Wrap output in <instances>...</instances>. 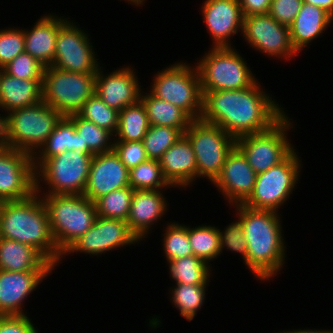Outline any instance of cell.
<instances>
[{"label": "cell", "instance_id": "obj_27", "mask_svg": "<svg viewBox=\"0 0 333 333\" xmlns=\"http://www.w3.org/2000/svg\"><path fill=\"white\" fill-rule=\"evenodd\" d=\"M42 101V80L12 77L3 71L0 81V108L7 112Z\"/></svg>", "mask_w": 333, "mask_h": 333}, {"label": "cell", "instance_id": "obj_37", "mask_svg": "<svg viewBox=\"0 0 333 333\" xmlns=\"http://www.w3.org/2000/svg\"><path fill=\"white\" fill-rule=\"evenodd\" d=\"M206 285L176 284L172 289V301L181 315L192 321L205 299Z\"/></svg>", "mask_w": 333, "mask_h": 333}, {"label": "cell", "instance_id": "obj_30", "mask_svg": "<svg viewBox=\"0 0 333 333\" xmlns=\"http://www.w3.org/2000/svg\"><path fill=\"white\" fill-rule=\"evenodd\" d=\"M150 124L142 101L129 105L119 111L118 135L116 142L143 141Z\"/></svg>", "mask_w": 333, "mask_h": 333}, {"label": "cell", "instance_id": "obj_38", "mask_svg": "<svg viewBox=\"0 0 333 333\" xmlns=\"http://www.w3.org/2000/svg\"><path fill=\"white\" fill-rule=\"evenodd\" d=\"M182 135L176 128L150 125L143 138L148 159L159 160Z\"/></svg>", "mask_w": 333, "mask_h": 333}, {"label": "cell", "instance_id": "obj_32", "mask_svg": "<svg viewBox=\"0 0 333 333\" xmlns=\"http://www.w3.org/2000/svg\"><path fill=\"white\" fill-rule=\"evenodd\" d=\"M168 262L170 276L176 284L207 285L210 277L209 263L194 255Z\"/></svg>", "mask_w": 333, "mask_h": 333}, {"label": "cell", "instance_id": "obj_1", "mask_svg": "<svg viewBox=\"0 0 333 333\" xmlns=\"http://www.w3.org/2000/svg\"><path fill=\"white\" fill-rule=\"evenodd\" d=\"M259 87L202 91L204 122L217 125L234 139L269 129L284 111Z\"/></svg>", "mask_w": 333, "mask_h": 333}, {"label": "cell", "instance_id": "obj_36", "mask_svg": "<svg viewBox=\"0 0 333 333\" xmlns=\"http://www.w3.org/2000/svg\"><path fill=\"white\" fill-rule=\"evenodd\" d=\"M77 114L112 134L117 132L119 112L107 106L96 93L84 103Z\"/></svg>", "mask_w": 333, "mask_h": 333}, {"label": "cell", "instance_id": "obj_22", "mask_svg": "<svg viewBox=\"0 0 333 333\" xmlns=\"http://www.w3.org/2000/svg\"><path fill=\"white\" fill-rule=\"evenodd\" d=\"M158 161L165 179L172 187H185L198 177L194 149L185 134Z\"/></svg>", "mask_w": 333, "mask_h": 333}, {"label": "cell", "instance_id": "obj_13", "mask_svg": "<svg viewBox=\"0 0 333 333\" xmlns=\"http://www.w3.org/2000/svg\"><path fill=\"white\" fill-rule=\"evenodd\" d=\"M32 156L20 150H0V202L19 201L36 193Z\"/></svg>", "mask_w": 333, "mask_h": 333}, {"label": "cell", "instance_id": "obj_48", "mask_svg": "<svg viewBox=\"0 0 333 333\" xmlns=\"http://www.w3.org/2000/svg\"><path fill=\"white\" fill-rule=\"evenodd\" d=\"M8 148L6 117L0 116V150Z\"/></svg>", "mask_w": 333, "mask_h": 333}, {"label": "cell", "instance_id": "obj_50", "mask_svg": "<svg viewBox=\"0 0 333 333\" xmlns=\"http://www.w3.org/2000/svg\"><path fill=\"white\" fill-rule=\"evenodd\" d=\"M128 1H130V4H131V3H133V4H137V6H138L139 4H142V3L144 2V0H128Z\"/></svg>", "mask_w": 333, "mask_h": 333}, {"label": "cell", "instance_id": "obj_12", "mask_svg": "<svg viewBox=\"0 0 333 333\" xmlns=\"http://www.w3.org/2000/svg\"><path fill=\"white\" fill-rule=\"evenodd\" d=\"M300 161L293 151L280 164L257 174L252 194L243 205L251 209L278 212L299 179Z\"/></svg>", "mask_w": 333, "mask_h": 333}, {"label": "cell", "instance_id": "obj_51", "mask_svg": "<svg viewBox=\"0 0 333 333\" xmlns=\"http://www.w3.org/2000/svg\"><path fill=\"white\" fill-rule=\"evenodd\" d=\"M0 69H1V70H0V81H1V77H2V73H3V71H4V68L0 66Z\"/></svg>", "mask_w": 333, "mask_h": 333}, {"label": "cell", "instance_id": "obj_8", "mask_svg": "<svg viewBox=\"0 0 333 333\" xmlns=\"http://www.w3.org/2000/svg\"><path fill=\"white\" fill-rule=\"evenodd\" d=\"M247 63L232 47H213L198 66L201 91L244 89L256 82Z\"/></svg>", "mask_w": 333, "mask_h": 333}, {"label": "cell", "instance_id": "obj_41", "mask_svg": "<svg viewBox=\"0 0 333 333\" xmlns=\"http://www.w3.org/2000/svg\"><path fill=\"white\" fill-rule=\"evenodd\" d=\"M24 30H0V66L4 67L16 56L25 52Z\"/></svg>", "mask_w": 333, "mask_h": 333}, {"label": "cell", "instance_id": "obj_15", "mask_svg": "<svg viewBox=\"0 0 333 333\" xmlns=\"http://www.w3.org/2000/svg\"><path fill=\"white\" fill-rule=\"evenodd\" d=\"M242 34L250 46L271 57L290 58L298 54L291 43L289 26L278 23L269 14L244 17Z\"/></svg>", "mask_w": 333, "mask_h": 333}, {"label": "cell", "instance_id": "obj_29", "mask_svg": "<svg viewBox=\"0 0 333 333\" xmlns=\"http://www.w3.org/2000/svg\"><path fill=\"white\" fill-rule=\"evenodd\" d=\"M141 95L150 125L178 129L182 134L188 129L192 119L180 108L154 96L151 92Z\"/></svg>", "mask_w": 333, "mask_h": 333}, {"label": "cell", "instance_id": "obj_6", "mask_svg": "<svg viewBox=\"0 0 333 333\" xmlns=\"http://www.w3.org/2000/svg\"><path fill=\"white\" fill-rule=\"evenodd\" d=\"M150 92L183 110L192 120L201 119L203 94L197 67L175 63L158 72Z\"/></svg>", "mask_w": 333, "mask_h": 333}, {"label": "cell", "instance_id": "obj_39", "mask_svg": "<svg viewBox=\"0 0 333 333\" xmlns=\"http://www.w3.org/2000/svg\"><path fill=\"white\" fill-rule=\"evenodd\" d=\"M163 247L167 261L193 255L188 237V227L171 223L164 233Z\"/></svg>", "mask_w": 333, "mask_h": 333}, {"label": "cell", "instance_id": "obj_4", "mask_svg": "<svg viewBox=\"0 0 333 333\" xmlns=\"http://www.w3.org/2000/svg\"><path fill=\"white\" fill-rule=\"evenodd\" d=\"M42 201L55 244L63 255L94 224L97 217L95 202L84 195L73 194L45 195Z\"/></svg>", "mask_w": 333, "mask_h": 333}, {"label": "cell", "instance_id": "obj_10", "mask_svg": "<svg viewBox=\"0 0 333 333\" xmlns=\"http://www.w3.org/2000/svg\"><path fill=\"white\" fill-rule=\"evenodd\" d=\"M184 134L194 149L198 177H207L213 182L227 155L236 146V139L221 127L202 119L192 120Z\"/></svg>", "mask_w": 333, "mask_h": 333}, {"label": "cell", "instance_id": "obj_19", "mask_svg": "<svg viewBox=\"0 0 333 333\" xmlns=\"http://www.w3.org/2000/svg\"><path fill=\"white\" fill-rule=\"evenodd\" d=\"M131 68H121L110 75H103L98 69L95 80V93L109 107L118 112L141 100L138 78Z\"/></svg>", "mask_w": 333, "mask_h": 333}, {"label": "cell", "instance_id": "obj_47", "mask_svg": "<svg viewBox=\"0 0 333 333\" xmlns=\"http://www.w3.org/2000/svg\"><path fill=\"white\" fill-rule=\"evenodd\" d=\"M303 2L323 8L333 16V0H303Z\"/></svg>", "mask_w": 333, "mask_h": 333}, {"label": "cell", "instance_id": "obj_3", "mask_svg": "<svg viewBox=\"0 0 333 333\" xmlns=\"http://www.w3.org/2000/svg\"><path fill=\"white\" fill-rule=\"evenodd\" d=\"M37 196L0 202V237L34 247L55 267L62 254L52 236L45 205Z\"/></svg>", "mask_w": 333, "mask_h": 333}, {"label": "cell", "instance_id": "obj_21", "mask_svg": "<svg viewBox=\"0 0 333 333\" xmlns=\"http://www.w3.org/2000/svg\"><path fill=\"white\" fill-rule=\"evenodd\" d=\"M51 271L0 270V315H24L21 304Z\"/></svg>", "mask_w": 333, "mask_h": 333}, {"label": "cell", "instance_id": "obj_49", "mask_svg": "<svg viewBox=\"0 0 333 333\" xmlns=\"http://www.w3.org/2000/svg\"><path fill=\"white\" fill-rule=\"evenodd\" d=\"M281 333V332H280ZM283 333H333V331H331V330H325V331H323V330H306V329H304V330H294V331H286V332H283Z\"/></svg>", "mask_w": 333, "mask_h": 333}, {"label": "cell", "instance_id": "obj_20", "mask_svg": "<svg viewBox=\"0 0 333 333\" xmlns=\"http://www.w3.org/2000/svg\"><path fill=\"white\" fill-rule=\"evenodd\" d=\"M206 28L215 48L231 47L229 37L243 29V14L238 0H206L202 5Z\"/></svg>", "mask_w": 333, "mask_h": 333}, {"label": "cell", "instance_id": "obj_5", "mask_svg": "<svg viewBox=\"0 0 333 333\" xmlns=\"http://www.w3.org/2000/svg\"><path fill=\"white\" fill-rule=\"evenodd\" d=\"M62 117L44 101L11 110L6 116L8 147L30 156L37 155L35 148L44 144Z\"/></svg>", "mask_w": 333, "mask_h": 333}, {"label": "cell", "instance_id": "obj_25", "mask_svg": "<svg viewBox=\"0 0 333 333\" xmlns=\"http://www.w3.org/2000/svg\"><path fill=\"white\" fill-rule=\"evenodd\" d=\"M54 266L34 247L0 237V270L52 271Z\"/></svg>", "mask_w": 333, "mask_h": 333}, {"label": "cell", "instance_id": "obj_44", "mask_svg": "<svg viewBox=\"0 0 333 333\" xmlns=\"http://www.w3.org/2000/svg\"><path fill=\"white\" fill-rule=\"evenodd\" d=\"M303 0H272L269 15L278 23L289 26L298 15Z\"/></svg>", "mask_w": 333, "mask_h": 333}, {"label": "cell", "instance_id": "obj_14", "mask_svg": "<svg viewBox=\"0 0 333 333\" xmlns=\"http://www.w3.org/2000/svg\"><path fill=\"white\" fill-rule=\"evenodd\" d=\"M67 21L58 30L52 67L67 72L97 73L99 65L88 36Z\"/></svg>", "mask_w": 333, "mask_h": 333}, {"label": "cell", "instance_id": "obj_7", "mask_svg": "<svg viewBox=\"0 0 333 333\" xmlns=\"http://www.w3.org/2000/svg\"><path fill=\"white\" fill-rule=\"evenodd\" d=\"M96 73L67 72L44 67L42 101L62 116L77 114L95 93Z\"/></svg>", "mask_w": 333, "mask_h": 333}, {"label": "cell", "instance_id": "obj_43", "mask_svg": "<svg viewBox=\"0 0 333 333\" xmlns=\"http://www.w3.org/2000/svg\"><path fill=\"white\" fill-rule=\"evenodd\" d=\"M219 233L221 251L223 248L227 247V249L232 252H238L243 256L244 262L246 263L247 241L241 221L238 219L231 223V225L226 227L225 232H220L219 229Z\"/></svg>", "mask_w": 333, "mask_h": 333}, {"label": "cell", "instance_id": "obj_28", "mask_svg": "<svg viewBox=\"0 0 333 333\" xmlns=\"http://www.w3.org/2000/svg\"><path fill=\"white\" fill-rule=\"evenodd\" d=\"M40 149L38 154L41 155L38 157L36 155L32 156L35 170L46 159L65 151L81 150V138L75 131L74 123L67 116H63Z\"/></svg>", "mask_w": 333, "mask_h": 333}, {"label": "cell", "instance_id": "obj_11", "mask_svg": "<svg viewBox=\"0 0 333 333\" xmlns=\"http://www.w3.org/2000/svg\"><path fill=\"white\" fill-rule=\"evenodd\" d=\"M290 124L292 123L284 114L269 129L236 139V147L246 157L256 174L280 164L294 151L285 135L287 129L292 126Z\"/></svg>", "mask_w": 333, "mask_h": 333}, {"label": "cell", "instance_id": "obj_26", "mask_svg": "<svg viewBox=\"0 0 333 333\" xmlns=\"http://www.w3.org/2000/svg\"><path fill=\"white\" fill-rule=\"evenodd\" d=\"M332 19L333 16L323 8L303 3L295 20L289 25L290 39L295 51L298 53L320 36Z\"/></svg>", "mask_w": 333, "mask_h": 333}, {"label": "cell", "instance_id": "obj_35", "mask_svg": "<svg viewBox=\"0 0 333 333\" xmlns=\"http://www.w3.org/2000/svg\"><path fill=\"white\" fill-rule=\"evenodd\" d=\"M129 185L134 190H159L171 186L162 173L159 161L151 159L129 170Z\"/></svg>", "mask_w": 333, "mask_h": 333}, {"label": "cell", "instance_id": "obj_18", "mask_svg": "<svg viewBox=\"0 0 333 333\" xmlns=\"http://www.w3.org/2000/svg\"><path fill=\"white\" fill-rule=\"evenodd\" d=\"M256 173L250 167L246 157L235 146L227 155L225 163L213 181L229 202L243 204L252 194Z\"/></svg>", "mask_w": 333, "mask_h": 333}, {"label": "cell", "instance_id": "obj_24", "mask_svg": "<svg viewBox=\"0 0 333 333\" xmlns=\"http://www.w3.org/2000/svg\"><path fill=\"white\" fill-rule=\"evenodd\" d=\"M66 21L57 16L47 15L40 18L30 31L24 29L25 52L44 67L52 66L58 30Z\"/></svg>", "mask_w": 333, "mask_h": 333}, {"label": "cell", "instance_id": "obj_33", "mask_svg": "<svg viewBox=\"0 0 333 333\" xmlns=\"http://www.w3.org/2000/svg\"><path fill=\"white\" fill-rule=\"evenodd\" d=\"M188 237L193 255L206 263L216 258L221 252L220 233L216 227L206 225L188 227Z\"/></svg>", "mask_w": 333, "mask_h": 333}, {"label": "cell", "instance_id": "obj_17", "mask_svg": "<svg viewBox=\"0 0 333 333\" xmlns=\"http://www.w3.org/2000/svg\"><path fill=\"white\" fill-rule=\"evenodd\" d=\"M129 186V170L111 150L93 156L83 195L95 202L114 190Z\"/></svg>", "mask_w": 333, "mask_h": 333}, {"label": "cell", "instance_id": "obj_2", "mask_svg": "<svg viewBox=\"0 0 333 333\" xmlns=\"http://www.w3.org/2000/svg\"><path fill=\"white\" fill-rule=\"evenodd\" d=\"M247 241L246 265L262 280L280 271L285 260L282 226L277 212L235 205Z\"/></svg>", "mask_w": 333, "mask_h": 333}, {"label": "cell", "instance_id": "obj_45", "mask_svg": "<svg viewBox=\"0 0 333 333\" xmlns=\"http://www.w3.org/2000/svg\"><path fill=\"white\" fill-rule=\"evenodd\" d=\"M0 333H37L27 315H8L0 318Z\"/></svg>", "mask_w": 333, "mask_h": 333}, {"label": "cell", "instance_id": "obj_31", "mask_svg": "<svg viewBox=\"0 0 333 333\" xmlns=\"http://www.w3.org/2000/svg\"><path fill=\"white\" fill-rule=\"evenodd\" d=\"M67 117L74 123L75 131L81 138V151L89 155H96L113 150V142H109L110 136L113 134L107 129L98 127L78 114H71Z\"/></svg>", "mask_w": 333, "mask_h": 333}, {"label": "cell", "instance_id": "obj_16", "mask_svg": "<svg viewBox=\"0 0 333 333\" xmlns=\"http://www.w3.org/2000/svg\"><path fill=\"white\" fill-rule=\"evenodd\" d=\"M138 241V238L130 231L126 221L97 216L92 227L77 239L63 255L74 252L98 255Z\"/></svg>", "mask_w": 333, "mask_h": 333}, {"label": "cell", "instance_id": "obj_23", "mask_svg": "<svg viewBox=\"0 0 333 333\" xmlns=\"http://www.w3.org/2000/svg\"><path fill=\"white\" fill-rule=\"evenodd\" d=\"M166 209L167 203L160 190H134L126 220L130 231L140 241Z\"/></svg>", "mask_w": 333, "mask_h": 333}, {"label": "cell", "instance_id": "obj_40", "mask_svg": "<svg viewBox=\"0 0 333 333\" xmlns=\"http://www.w3.org/2000/svg\"><path fill=\"white\" fill-rule=\"evenodd\" d=\"M3 68L4 72L12 77L26 80L43 79L44 66L26 52L16 56Z\"/></svg>", "mask_w": 333, "mask_h": 333}, {"label": "cell", "instance_id": "obj_46", "mask_svg": "<svg viewBox=\"0 0 333 333\" xmlns=\"http://www.w3.org/2000/svg\"><path fill=\"white\" fill-rule=\"evenodd\" d=\"M243 17L269 14L272 0H238Z\"/></svg>", "mask_w": 333, "mask_h": 333}, {"label": "cell", "instance_id": "obj_42", "mask_svg": "<svg viewBox=\"0 0 333 333\" xmlns=\"http://www.w3.org/2000/svg\"><path fill=\"white\" fill-rule=\"evenodd\" d=\"M113 150L128 170L148 160L143 141H113Z\"/></svg>", "mask_w": 333, "mask_h": 333}, {"label": "cell", "instance_id": "obj_34", "mask_svg": "<svg viewBox=\"0 0 333 333\" xmlns=\"http://www.w3.org/2000/svg\"><path fill=\"white\" fill-rule=\"evenodd\" d=\"M134 189L130 186L114 190L95 201L97 216L126 221Z\"/></svg>", "mask_w": 333, "mask_h": 333}, {"label": "cell", "instance_id": "obj_9", "mask_svg": "<svg viewBox=\"0 0 333 333\" xmlns=\"http://www.w3.org/2000/svg\"><path fill=\"white\" fill-rule=\"evenodd\" d=\"M93 156L78 149L46 159L35 170L36 193H40L39 184L44 179L51 189L46 195H83Z\"/></svg>", "mask_w": 333, "mask_h": 333}]
</instances>
